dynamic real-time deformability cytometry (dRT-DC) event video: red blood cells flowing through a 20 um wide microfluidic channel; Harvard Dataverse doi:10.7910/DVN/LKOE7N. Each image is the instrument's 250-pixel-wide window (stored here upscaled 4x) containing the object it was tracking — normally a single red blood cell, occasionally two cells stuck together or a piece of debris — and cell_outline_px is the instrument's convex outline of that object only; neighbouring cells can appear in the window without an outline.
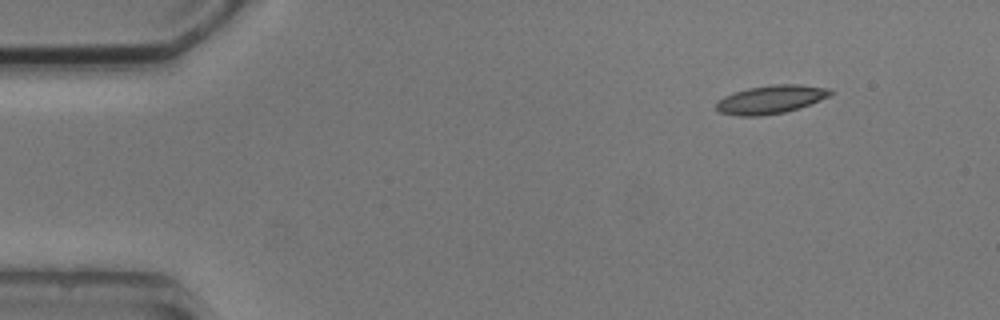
{"species": "common noctule bat (a hibernating species)", "species_latin": "Nyctalus noctula", "temperature_condition": "cold", "stored_images_in_passage": 9, "camera_frame_rate_fps": 3000, "um_per_image_px": 0.085, "animal": {"sex": "male", "body_mass_g": 20.5, "forearm_length_mm": 52.5}, "frame": {"image": 1, "passage_image": 1, "time_ms": 0.0, "image_size_px": [1000, 320], "cell_outline_px": [[836, 92], [820, 100], [784, 112], [760, 116], [740, 116], [720, 112], [716, 108], [716, 100], [724, 96], [748, 88], [772, 84], [800, 84], [828, 88]], "centroid_in_image_um": [65.5, 8.44], "position_along_channel_um": 19.5, "area_um2": 18.73}}
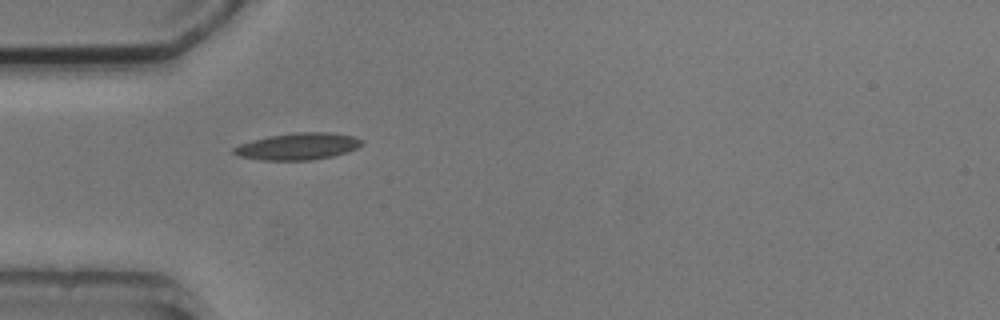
{"frame": {"image": 2, "passage_image": 3, "time_ms": 3.333, "image_size_px": [1000, 320], "cell_outline_px": [[364, 144], [348, 152], [332, 156], [312, 160], [260, 160], [240, 156], [232, 152], [232, 148], [240, 144], [252, 140], [268, 136], [296, 132], [332, 132], [352, 136], [364, 140]], "centroid_in_image_um": [25.34, 12.44], "position_along_channel_um": 59.7, "area_um2": 20.11}}